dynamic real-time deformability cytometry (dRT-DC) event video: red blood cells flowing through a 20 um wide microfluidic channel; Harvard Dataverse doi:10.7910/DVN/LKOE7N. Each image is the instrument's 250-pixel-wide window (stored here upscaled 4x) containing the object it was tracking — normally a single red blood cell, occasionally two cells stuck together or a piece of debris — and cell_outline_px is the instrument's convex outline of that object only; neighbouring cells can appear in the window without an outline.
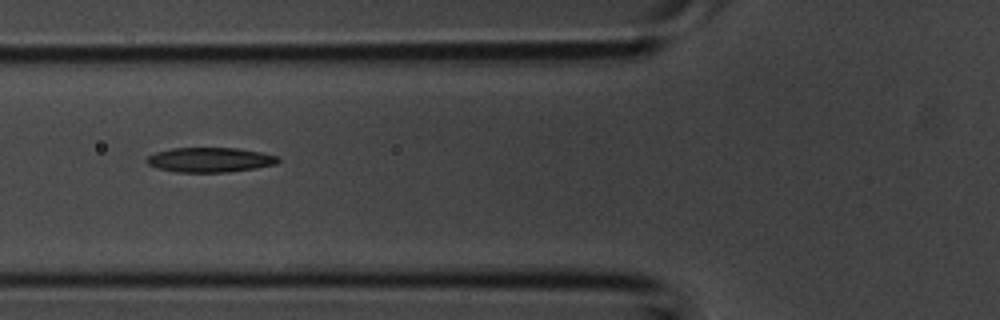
{"species": "common noctule bat (a hibernating species)", "species_latin": "Nyctalus noctula", "temperature_condition": "room temperature", "stored_images_in_passage": 17, "camera_frame_rate_fps": 3000, "um_per_image_px": 0.085, "animal": {"sex": "male", "body_mass_g": 20.1, "forearm_length_mm": 53.5}, "frame": {"image": 1, "passage_image": 15, "time_ms": 4.667, "image_size_px": [1000, 320], "cell_outline_px": [[280, 160], [276, 164], [256, 168], [228, 172], [176, 172], [156, 168], [148, 164], [144, 160], [148, 156], [156, 152], [172, 148], [236, 148], [260, 152], [276, 156]], "centroid_in_image_um": [17.81, 13.59], "position_along_channel_um": 108.0, "area_um2": 18.9}}
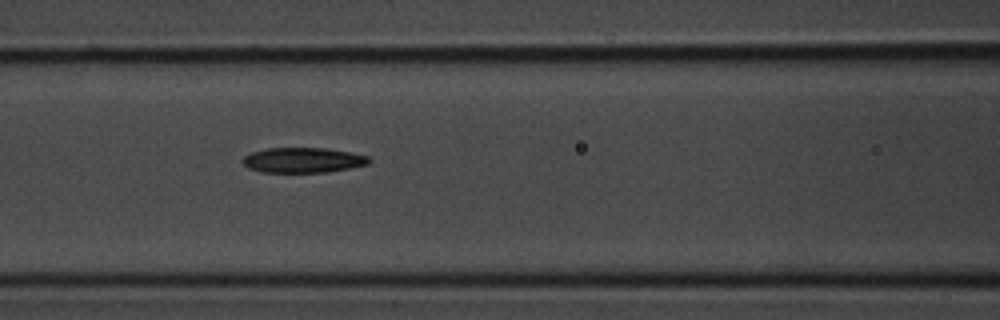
{"frame": {"image": 2, "passage_image": 17, "time_ms": 5.333, "image_size_px": [1000, 320], "cell_outline_px": [[372, 160], [368, 164], [328, 172], [260, 172], [248, 168], [240, 160], [244, 156], [252, 152], [268, 148], [324, 148], [348, 152], [368, 156]], "centroid_in_image_um": [25.72, 13.61], "position_along_channel_um": 140.9, "area_um2": 18.44}}